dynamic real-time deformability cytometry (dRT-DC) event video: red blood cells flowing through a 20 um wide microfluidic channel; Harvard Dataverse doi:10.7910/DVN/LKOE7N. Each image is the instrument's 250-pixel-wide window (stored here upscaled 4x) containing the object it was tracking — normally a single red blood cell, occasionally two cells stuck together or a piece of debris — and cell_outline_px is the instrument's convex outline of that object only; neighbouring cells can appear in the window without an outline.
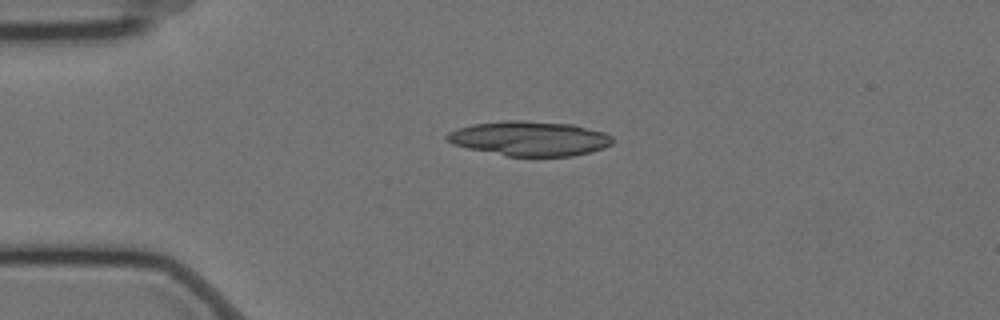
{"species": "Egyptian fruit bat (a non-hibernating species)", "species_latin": "Rousettus aegyptiacus", "temperature_condition": "cold", "stored_images_in_passage": 45, "camera_frame_rate_fps": 3000, "um_per_image_px": 0.085, "animal": {"sex": "female"}, "frame": {"image": 1, "passage_image": 1, "time_ms": 0.0, "image_size_px": [1000, 320], "cell_outline_px": [[616, 140], [612, 144], [604, 148], [592, 152], [572, 156], [508, 156], [468, 148], [452, 144], [444, 136], [448, 132], [472, 124], [504, 120], [520, 120], [572, 124], [604, 132], [612, 136]], "centroid_in_image_um": [45.05, 11.77], "position_along_channel_um": 39.9, "area_um2": 33.52}}
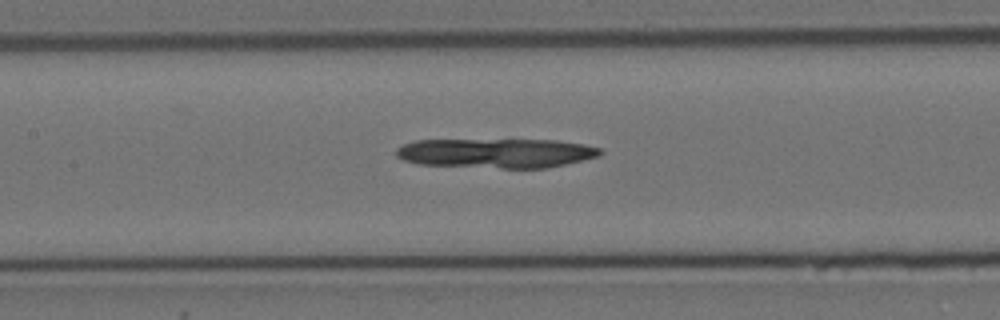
{"frame": {"image": 2, "passage_image": 14, "time_ms": 4.333, "image_size_px": [1000, 320], "cell_outline_px": [[604, 152], [600, 156], [548, 168], [504, 168], [420, 164], [404, 160], [396, 156], [396, 148], [404, 144], [416, 140], [556, 140], [584, 144], [604, 148]], "centroid_in_image_um": [42.24, 13.01], "position_along_channel_um": 165.2, "area_um2": 35.14}}
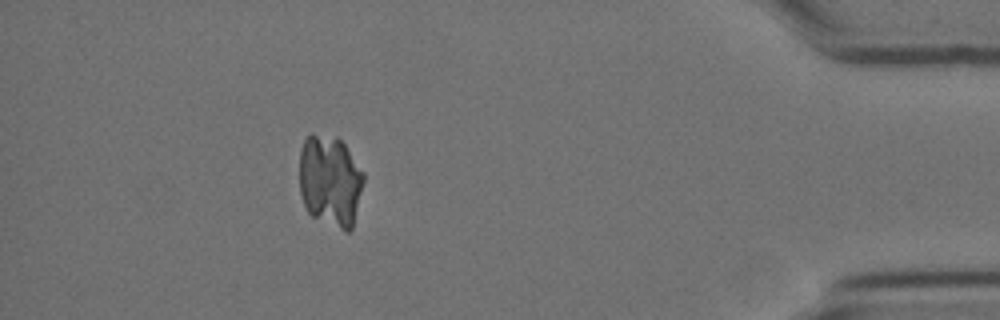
{"frame": {"image": 3, "passage_image": 39, "time_ms": 12.667, "image_size_px": [1000, 320], "cell_outline_px": [[364, 180], [352, 228], [348, 232], [344, 232], [312, 216], [308, 212], [304, 204], [300, 192], [300, 148], [304, 140], [312, 132], [336, 136], [344, 144], [364, 172]], "centroid_in_image_um": [28.05, 15.36], "position_along_channel_um": 407.1, "area_um2": 34.56}}